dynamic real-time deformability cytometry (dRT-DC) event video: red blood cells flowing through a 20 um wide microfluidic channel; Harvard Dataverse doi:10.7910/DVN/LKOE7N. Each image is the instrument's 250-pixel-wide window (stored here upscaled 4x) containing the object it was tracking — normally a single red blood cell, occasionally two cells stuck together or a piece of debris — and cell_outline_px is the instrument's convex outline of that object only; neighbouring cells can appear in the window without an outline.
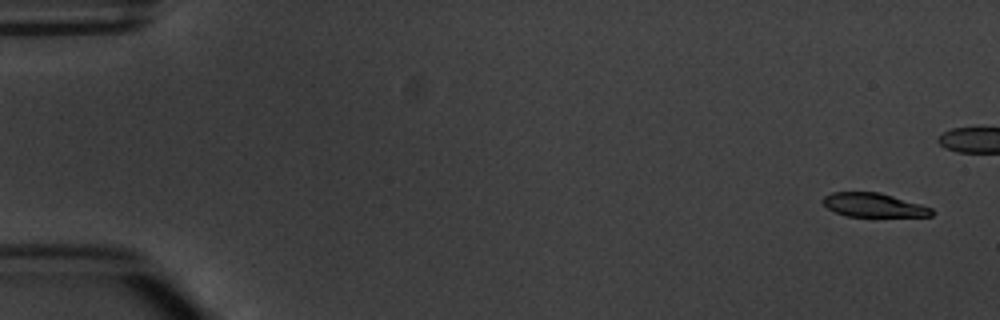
{"species": "common noctule bat (a hibernating species)", "species_latin": "Nyctalus noctula", "temperature_condition": "warm", "stored_images_in_passage": 4, "camera_frame_rate_fps": 3000, "um_per_image_px": 0.085, "animal": {"sex": "male", "body_mass_g": 20.1, "forearm_length_mm": 53.5}, "frame": {"image": 1, "passage_image": 1, "time_ms": 0.0, "image_size_px": [1000, 320], "cell_outline_px": [[936, 212], [932, 216], [844, 216], [828, 208], [820, 200], [824, 196], [832, 192], [880, 192], [920, 204], [932, 208]], "centroid_in_image_um": [74.26, 17.43], "position_along_channel_um": 10.7, "area_um2": 15.14}}